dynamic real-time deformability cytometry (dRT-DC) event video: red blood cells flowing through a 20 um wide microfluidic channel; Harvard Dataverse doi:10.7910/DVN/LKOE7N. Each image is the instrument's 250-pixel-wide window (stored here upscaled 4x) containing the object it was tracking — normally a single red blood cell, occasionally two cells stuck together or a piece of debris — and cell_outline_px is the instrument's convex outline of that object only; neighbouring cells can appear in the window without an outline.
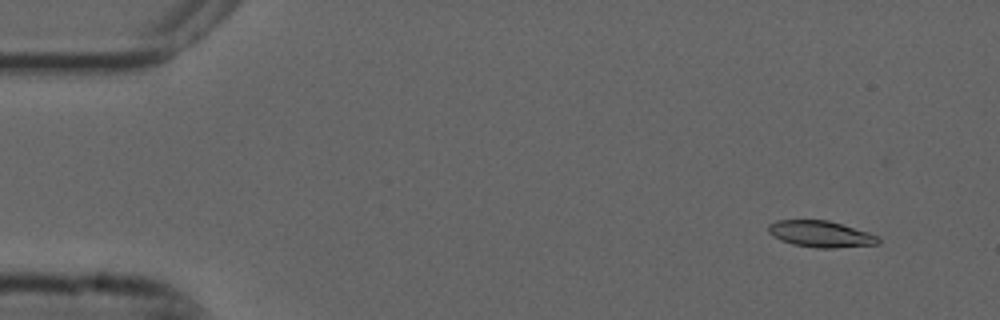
{"species": "common noctule bat (a hibernating species)", "species_latin": "Nyctalus noctula", "temperature_condition": "cold", "stored_images_in_passage": 6, "camera_frame_rate_fps": 3000, "um_per_image_px": 0.085, "animal": {"sex": "male", "forearm_length_mm": 52.5}, "frame": {"image": 1, "passage_image": 2, "time_ms": 0.333, "image_size_px": [1000, 320], "cell_outline_px": [[880, 244], [832, 248], [816, 248], [792, 244], [780, 240], [772, 236], [768, 232], [768, 224], [776, 220], [828, 220], [868, 232], [880, 236]], "centroid_in_image_um": [69.75, 19.89], "position_along_channel_um": 15.2, "area_um2": 17.05}}
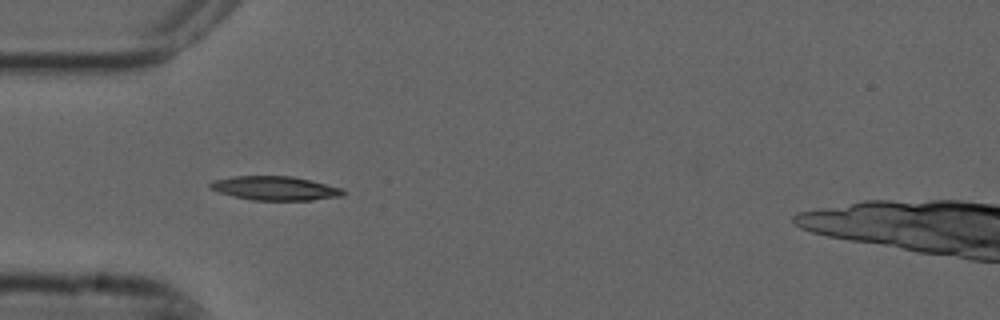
{"frame": {"image": 2, "passage_image": 5, "time_ms": 1.333, "image_size_px": [1000, 320], "cell_outline_px": [[344, 196], [312, 200], [252, 200], [232, 196], [208, 188], [208, 184], [212, 180], [232, 176], [292, 176], [312, 180], [344, 188]], "centroid_in_image_um": [23.38, 15.99], "position_along_channel_um": 61.6, "area_um2": 18.84}}
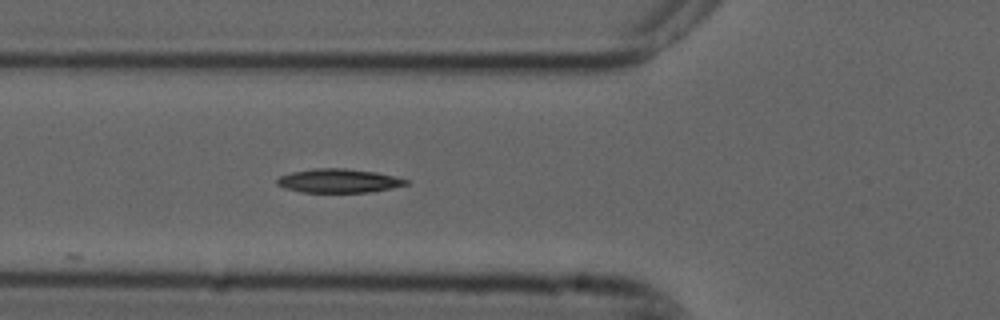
{"frame": {"image": 3, "passage_image": 6, "time_ms": 1.667, "image_size_px": [1000, 320], "cell_outline_px": [[408, 184], [392, 188], [368, 192], [300, 192], [284, 188], [276, 184], [276, 180], [280, 176], [292, 172], [316, 168], [344, 168], [376, 172], [408, 180]], "centroid_in_image_um": [28.75, 15.37], "position_along_channel_um": 97.1, "area_um2": 17.8}}